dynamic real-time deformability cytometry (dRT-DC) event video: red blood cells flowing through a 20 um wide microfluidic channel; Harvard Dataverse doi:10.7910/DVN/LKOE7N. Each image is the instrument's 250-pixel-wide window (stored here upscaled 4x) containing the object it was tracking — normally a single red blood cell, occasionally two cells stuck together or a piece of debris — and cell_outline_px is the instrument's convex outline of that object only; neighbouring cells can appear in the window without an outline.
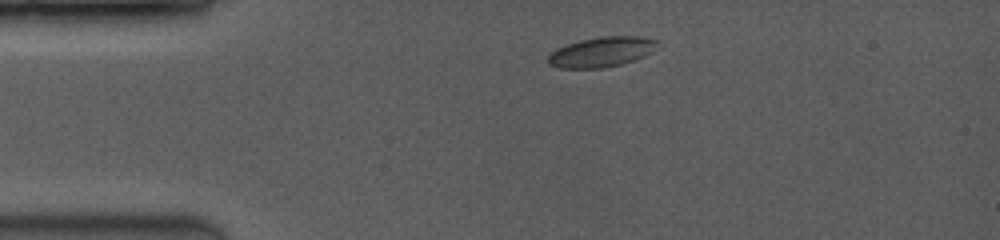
{"species": "common noctule bat (a hibernating species)", "species_latin": "Nyctalus noctula", "temperature_condition": "room temperature", "stored_images_in_passage": 44, "camera_frame_rate_fps": 3500, "um_per_image_px": 0.085, "animal": {"sex": "female", "body_mass_g": 19.0, "forearm_length_mm": 53.3}, "frame": {"image": 1, "passage_image": 1, "time_ms": 0.0, "image_size_px": [1000, 240], "cell_outline_px": [[664, 44], [652, 52], [644, 56], [620, 64], [600, 68], [560, 68], [548, 64], [548, 56], [556, 48], [580, 40], [600, 36], [640, 36], [660, 40]], "centroid_in_image_um": [51.21, 4.39], "position_along_channel_um": 33.8, "area_um2": 19.36}}
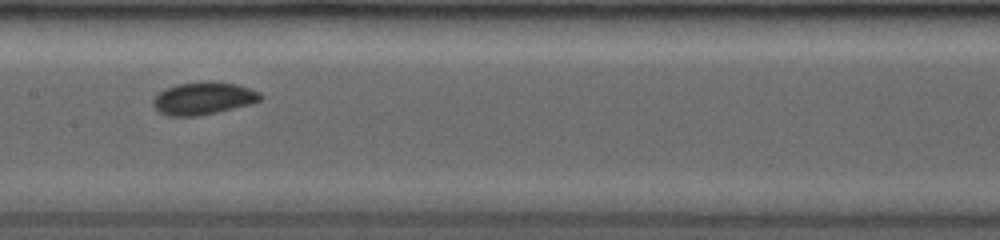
{"frame": {"image": 2, "passage_image": 18, "time_ms": 4.857, "image_size_px": [1000, 240], "cell_outline_px": [[264, 96], [260, 100], [252, 104], [216, 112], [196, 116], [168, 116], [160, 112], [152, 104], [152, 100], [164, 88], [176, 84], [212, 80], [236, 84], [260, 92]], "centroid_in_image_um": [17.29, 8.34], "position_along_channel_um": 190.1, "area_um2": 20.46}}
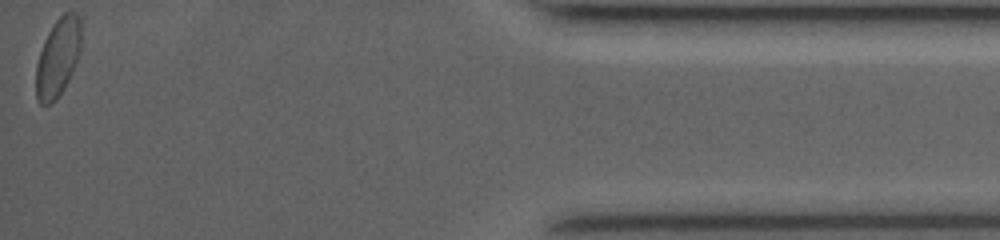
{"frame": {"image": 3, "passage_image": 44, "time_ms": 12.286, "image_size_px": [1000, 240], "cell_outline_px": [[80, 48], [76, 60], [68, 80], [64, 88], [56, 100], [52, 104], [40, 104], [36, 96], [36, 64], [44, 40], [52, 24], [64, 12], [76, 12], [80, 16]], "centroid_in_image_um": [4.9, 4.87], "position_along_channel_um": 430.3, "area_um2": 20.46}, "authors_computed_cell_mechanics": {"area_um2": 19.5942, "velocity_mm_per_s": 4.0846, "shape_relaxation_time_tau1_ms": 2.4574, "shape_relaxation_time_tau2_ms": null, "deformation_change_tau1": 0.0576, "deformation_change_tau2": null}}